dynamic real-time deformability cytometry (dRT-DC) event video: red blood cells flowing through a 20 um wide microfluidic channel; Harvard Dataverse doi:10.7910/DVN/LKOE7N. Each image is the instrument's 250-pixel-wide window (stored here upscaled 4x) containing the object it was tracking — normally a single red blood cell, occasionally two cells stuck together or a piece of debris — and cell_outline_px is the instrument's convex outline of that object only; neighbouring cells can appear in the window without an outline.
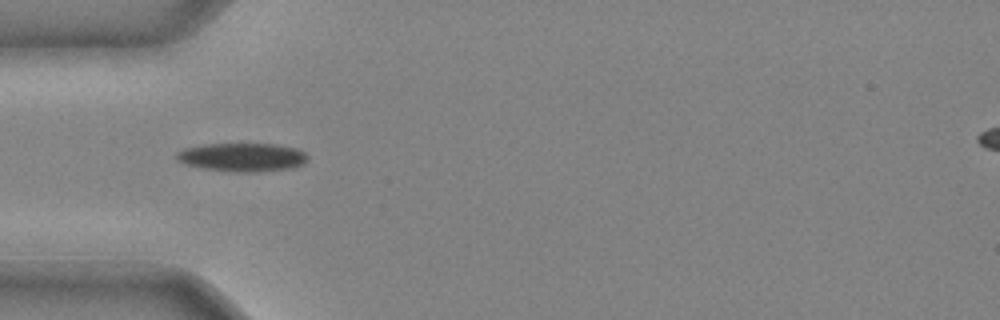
{"species": "common noctule bat (a hibernating species)", "species_latin": "Nyctalus noctula", "temperature_condition": "cold", "stored_images_in_passage": 7, "camera_frame_rate_fps": 3000, "um_per_image_px": 0.085, "animal": {"sex": "male", "body_mass_g": 20.4}, "frame": {"image": 1, "passage_image": 3, "time_ms": 0.667, "image_size_px": [1000, 320], "cell_outline_px": [[308, 156], [304, 164], [292, 168], [256, 172], [236, 172], [204, 168], [184, 164], [176, 160], [176, 152], [184, 148], [204, 144], [276, 144], [296, 148], [304, 152]], "centroid_in_image_um": [20.58, 13.36], "position_along_channel_um": 64.4, "area_um2": 21.85}}